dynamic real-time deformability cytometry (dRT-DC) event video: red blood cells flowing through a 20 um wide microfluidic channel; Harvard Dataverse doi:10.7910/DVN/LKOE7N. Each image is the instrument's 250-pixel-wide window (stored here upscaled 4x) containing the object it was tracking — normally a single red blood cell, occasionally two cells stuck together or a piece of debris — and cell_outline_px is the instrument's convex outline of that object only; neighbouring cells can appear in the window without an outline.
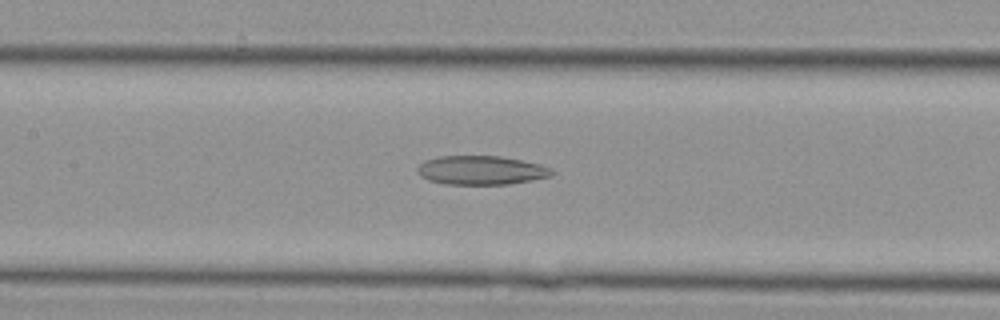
{"species": "Egyptian fruit bat (a non-hibernating species)", "species_latin": "Rousettus aegyptiacus", "temperature_condition": "cold", "stored_images_in_passage": 33, "camera_frame_rate_fps": 3000, "um_per_image_px": 0.085, "animal": {"sex": "female"}, "frame": {"image": 1, "passage_image": 14, "time_ms": 4.333, "image_size_px": [1000, 320], "cell_outline_px": [[556, 172], [552, 176], [532, 180], [508, 184], [444, 184], [428, 180], [420, 176], [416, 172], [416, 168], [424, 160], [440, 156], [500, 156], [540, 164], [552, 168]], "centroid_in_image_um": [40.89, 14.47], "position_along_channel_um": 166.5, "area_um2": 22.83}}
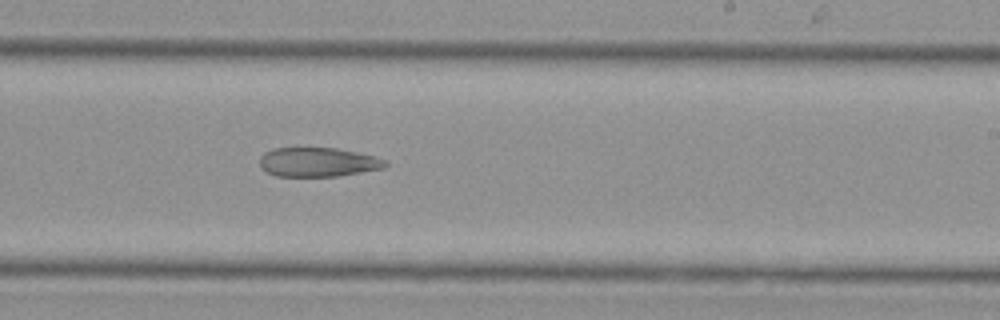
{"frame": {"image": 2, "passage_image": 19, "time_ms": 6.0, "image_size_px": [1000, 320], "cell_outline_px": [[388, 164], [384, 168], [340, 176], [276, 176], [260, 168], [260, 156], [264, 152], [272, 148], [336, 148], [376, 156], [388, 160]], "centroid_in_image_um": [27.04, 13.78], "position_along_channel_um": 262.0, "area_um2": 21.56}}
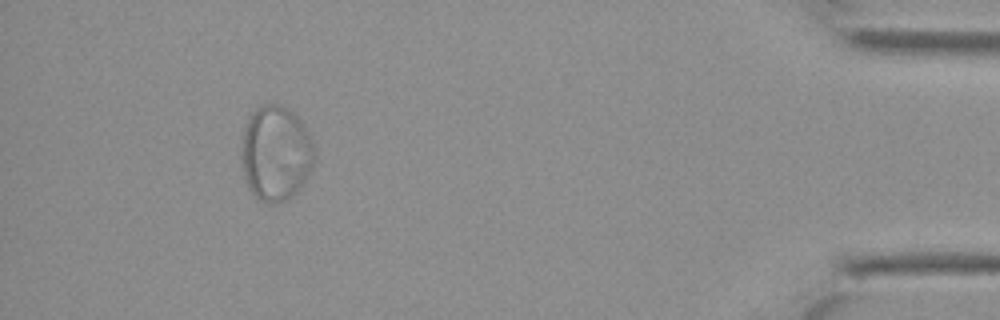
{"frame": {"image": 3, "passage_image": 30, "time_ms": 9.667, "image_size_px": [1000, 320], "cell_outline_px": [[316, 160], [308, 176], [296, 192], [288, 200], [276, 204], [268, 204], [260, 200], [248, 188], [244, 180], [240, 156], [240, 148], [244, 128], [252, 112], [256, 108], [264, 104], [280, 104], [288, 108], [300, 120], [308, 132], [316, 148]], "centroid_in_image_um": [23.44, 13.05], "position_along_channel_um": 411.8, "area_um2": 41.33}}